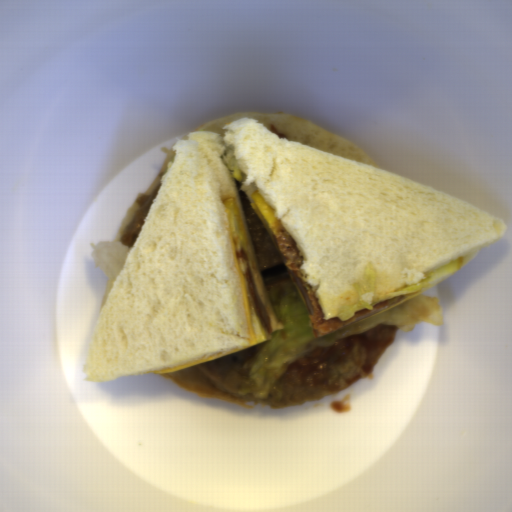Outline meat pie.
Returning <instances> with one entry per match:
<instances>
[{
    "label": "meat pie",
    "mask_w": 512,
    "mask_h": 512,
    "mask_svg": "<svg viewBox=\"0 0 512 512\" xmlns=\"http://www.w3.org/2000/svg\"><path fill=\"white\" fill-rule=\"evenodd\" d=\"M397 332L390 325L376 327L341 338L329 346L312 348L283 372L263 398H249L241 393L249 373L244 367L254 356L256 346L193 366L220 391L270 406L291 407L345 391L368 377L394 343Z\"/></svg>",
    "instance_id": "b5893723"
},
{
    "label": "meat pie",
    "mask_w": 512,
    "mask_h": 512,
    "mask_svg": "<svg viewBox=\"0 0 512 512\" xmlns=\"http://www.w3.org/2000/svg\"><path fill=\"white\" fill-rule=\"evenodd\" d=\"M243 209L250 241L266 291L275 285L289 283L297 286L286 266L278 246L277 236L266 227L252 207L249 194L240 189L242 183L234 178ZM298 287V286H297Z\"/></svg>",
    "instance_id": "c0bc52ac"
},
{
    "label": "meat pie",
    "mask_w": 512,
    "mask_h": 512,
    "mask_svg": "<svg viewBox=\"0 0 512 512\" xmlns=\"http://www.w3.org/2000/svg\"><path fill=\"white\" fill-rule=\"evenodd\" d=\"M162 183H159L156 189L151 194H144L140 197L139 209L132 216L129 225L126 229L124 237L121 243H124L132 249L141 228L146 220V217L151 209V206L156 198V195L161 187Z\"/></svg>",
    "instance_id": "742d133d"
}]
</instances>
